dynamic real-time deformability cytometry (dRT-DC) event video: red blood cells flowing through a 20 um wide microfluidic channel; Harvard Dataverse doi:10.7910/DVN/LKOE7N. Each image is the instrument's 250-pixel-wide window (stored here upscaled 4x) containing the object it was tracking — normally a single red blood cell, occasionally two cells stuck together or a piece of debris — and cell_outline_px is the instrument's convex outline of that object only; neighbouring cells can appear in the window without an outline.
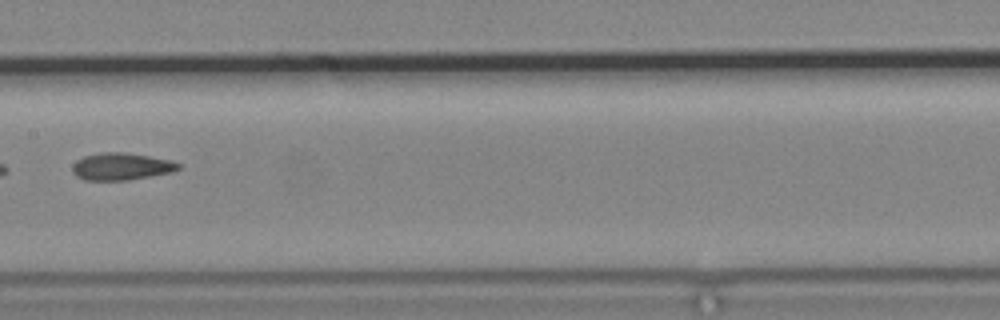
{"species": "common noctule bat (a hibernating species)", "species_latin": "Nyctalus noctula", "temperature_condition": "cold", "stored_images_in_passage": 9, "camera_frame_rate_fps": 3000, "um_per_image_px": 0.085, "animal": {"sex": "male", "body_mass_g": 19.2, "forearm_length_mm": 51.8}, "frame": {"image": 1, "passage_image": 9, "time_ms": 9.333, "image_size_px": [1000, 320], "cell_outline_px": [[180, 168], [172, 172], [152, 176], [128, 180], [84, 180], [76, 176], [72, 172], [72, 164], [76, 160], [84, 156], [100, 152], [124, 152], [172, 160], [180, 164]], "centroid_in_image_um": [10.29, 14.15], "position_along_channel_um": 197.1, "area_um2": 16.94}}